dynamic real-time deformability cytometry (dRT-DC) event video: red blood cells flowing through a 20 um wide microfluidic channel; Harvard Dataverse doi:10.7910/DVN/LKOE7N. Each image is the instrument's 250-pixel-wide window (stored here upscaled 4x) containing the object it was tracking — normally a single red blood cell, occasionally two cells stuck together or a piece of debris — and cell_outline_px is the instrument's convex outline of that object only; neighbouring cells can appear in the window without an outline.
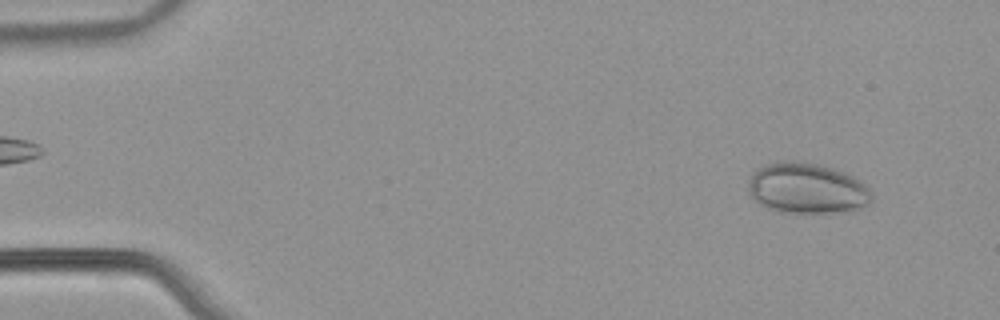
{"species": "common noctule bat (a hibernating species)", "species_latin": "Nyctalus noctula", "temperature_condition": "warm", "stored_images_in_passage": 53, "camera_frame_rate_fps": 3000, "um_per_image_px": 0.085, "animal": {"sex": "male", "body_mass_g": 21.5, "forearm_length_mm": 52.0}, "frame": {"image": 1, "passage_image": 4, "time_ms": 1.0, "image_size_px": [1000, 320], "cell_outline_px": [[872, 200], [868, 204], [852, 212], [780, 212], [768, 208], [760, 204], [748, 192], [748, 184], [752, 172], [764, 164], [784, 160], [816, 164], [832, 168], [852, 176], [860, 180], [868, 188], [872, 196]], "centroid_in_image_um": [68.58, 16.01], "position_along_channel_um": 16.4, "area_um2": 36.36}}
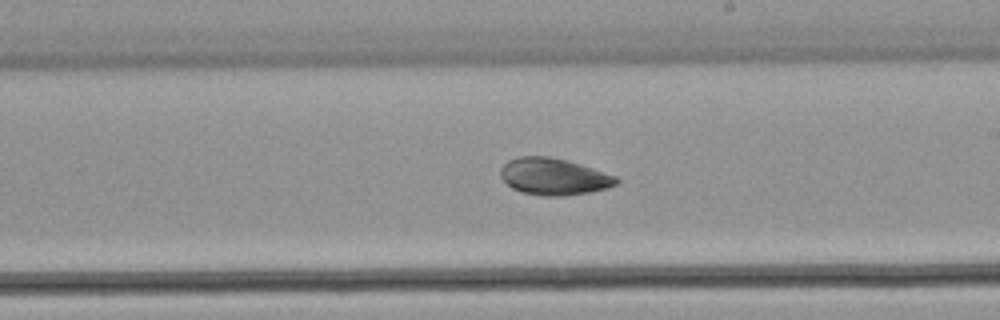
{"frame": {"image": 2, "passage_image": 31, "time_ms": 10.0, "image_size_px": [1000, 320], "cell_outline_px": [[620, 180], [616, 184], [608, 188], [588, 192], [564, 196], [544, 196], [520, 192], [512, 188], [500, 176], [500, 168], [508, 160], [520, 156], [548, 156], [580, 164], [616, 176]], "centroid_in_image_um": [47.05, 15.01], "position_along_channel_um": 242.0, "area_um2": 24.74}}
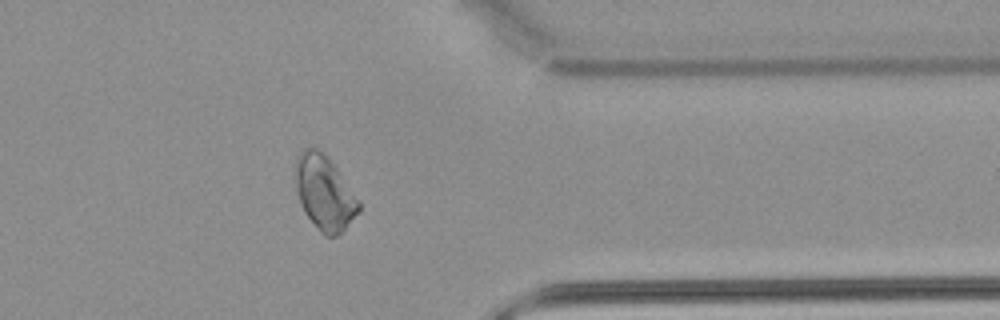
{"frame": {"image": 3, "passage_image": 43, "time_ms": 14.0, "image_size_px": [1000, 320], "cell_outline_px": [[360, 212], [336, 236], [328, 236], [320, 232], [304, 212], [300, 204], [296, 188], [292, 168], [296, 156], [304, 148], [312, 144], [324, 152], [360, 200]], "centroid_in_image_um": [27.53, 16.31], "position_along_channel_um": 383.9, "area_um2": 27.98}}